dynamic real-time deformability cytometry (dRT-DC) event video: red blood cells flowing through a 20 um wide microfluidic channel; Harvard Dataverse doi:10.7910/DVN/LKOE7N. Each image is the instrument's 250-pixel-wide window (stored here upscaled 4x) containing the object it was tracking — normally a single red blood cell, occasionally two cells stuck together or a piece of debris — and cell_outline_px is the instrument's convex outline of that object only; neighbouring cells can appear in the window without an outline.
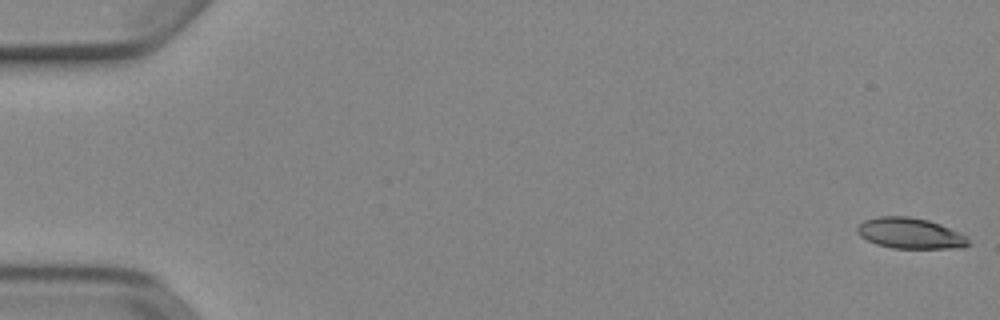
{"species": "Egyptian fruit bat (a non-hibernating species)", "species_latin": "Rousettus aegyptiacus", "temperature_condition": "cold", "stored_images_in_passage": 54, "segment_of_instrument_passage": [1, 2], "camera_frame_rate_fps": 3000, "um_per_image_px": 0.085, "animal": {"sex": "female"}, "frame": {"image": 1, "passage_image": 1, "time_ms": 0.0, "image_size_px": [1000, 320], "cell_outline_px": [[972, 244], [964, 248], [892, 248], [876, 244], [860, 236], [856, 232], [856, 228], [864, 220], [880, 216], [908, 216], [928, 220], [940, 224], [960, 232], [968, 236]], "centroid_in_image_um": [77.42, 19.83], "position_along_channel_um": 7.6, "area_um2": 20.17}}
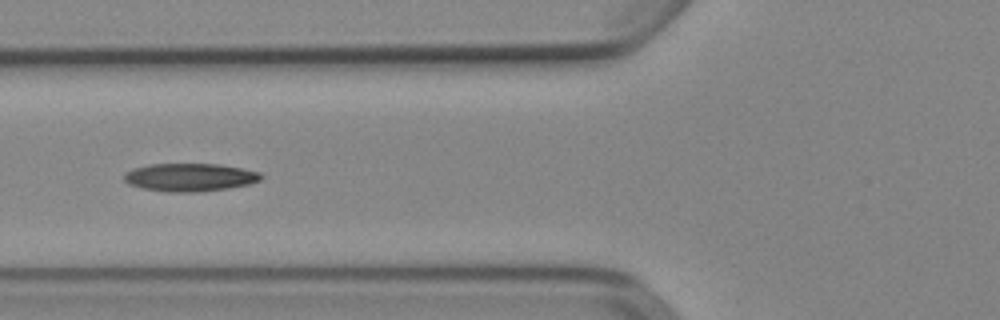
{"frame": {"image": 2, "passage_image": 21, "time_ms": 6.667, "image_size_px": [1000, 320], "cell_outline_px": [[264, 176], [260, 180], [248, 184], [228, 188], [196, 192], [168, 192], [144, 188], [128, 184], [124, 180], [124, 172], [132, 168], [148, 164], [220, 164], [260, 172]], "centroid_in_image_um": [16.11, 15.06], "position_along_channel_um": 109.7, "area_um2": 22.37}}
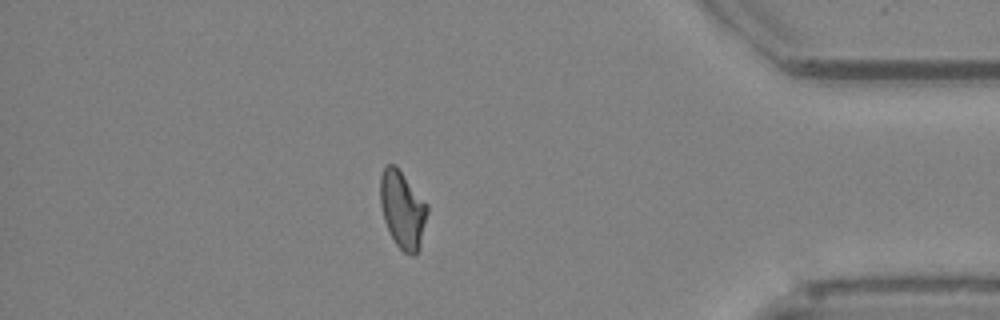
{"frame": {"image": 3, "passage_image": 46, "time_ms": 15.0, "image_size_px": [1000, 320], "cell_outline_px": [[428, 212], [420, 248], [416, 256], [412, 256], [404, 252], [396, 244], [384, 220], [380, 204], [380, 176], [384, 168], [388, 164], [396, 164], [428, 204]], "centroid_in_image_um": [34.23, 17.8], "position_along_channel_um": 401.0, "area_um2": 21.44}}